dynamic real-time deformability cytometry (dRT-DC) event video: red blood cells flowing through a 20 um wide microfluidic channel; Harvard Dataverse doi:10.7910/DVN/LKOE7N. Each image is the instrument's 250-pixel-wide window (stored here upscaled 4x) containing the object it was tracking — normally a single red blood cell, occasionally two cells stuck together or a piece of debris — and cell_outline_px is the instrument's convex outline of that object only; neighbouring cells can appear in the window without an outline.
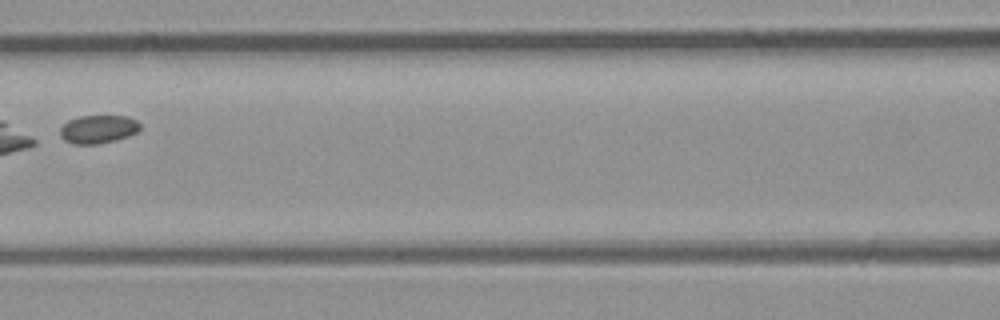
{"species": "common noctule bat (a hibernating species)", "species_latin": "Nyctalus noctula", "temperature_condition": "room temperature", "stored_images_in_passage": 7, "camera_frame_rate_fps": 3000, "um_per_image_px": 0.085, "animal": {"sex": "male", "body_mass_g": 23.1, "forearm_length_mm": 52.7}, "frame": {"image": 1, "passage_image": 5, "time_ms": 4.667, "image_size_px": [1000, 320], "cell_outline_px": [[140, 128], [136, 132], [128, 136], [116, 140], [96, 144], [72, 144], [64, 140], [60, 136], [60, 128], [68, 120], [80, 116], [128, 116], [136, 120], [140, 124]], "centroid_in_image_um": [8.33, 10.98], "position_along_channel_um": 158.3, "area_um2": 13.18}}
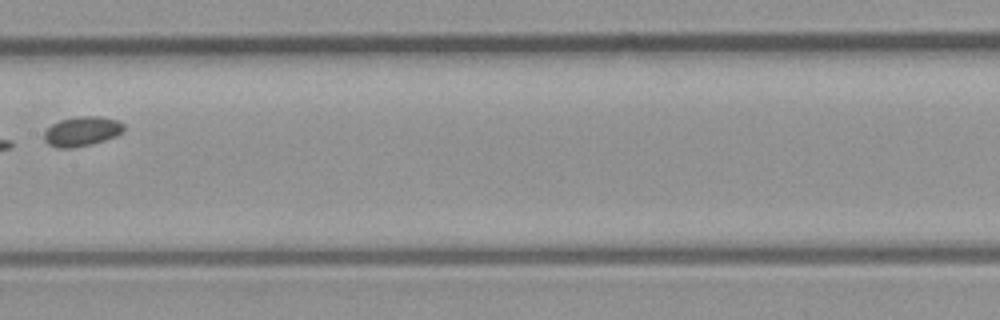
{"frame": {"image": 2, "passage_image": 6, "time_ms": 5.667, "image_size_px": [1000, 320], "cell_outline_px": [[124, 132], [116, 136], [92, 144], [72, 148], [60, 148], [48, 144], [44, 140], [44, 132], [52, 124], [60, 120], [76, 116], [100, 116], [120, 120], [124, 124]], "centroid_in_image_um": [7.0, 11.15], "position_along_channel_um": 200.4, "area_um2": 13.93}}
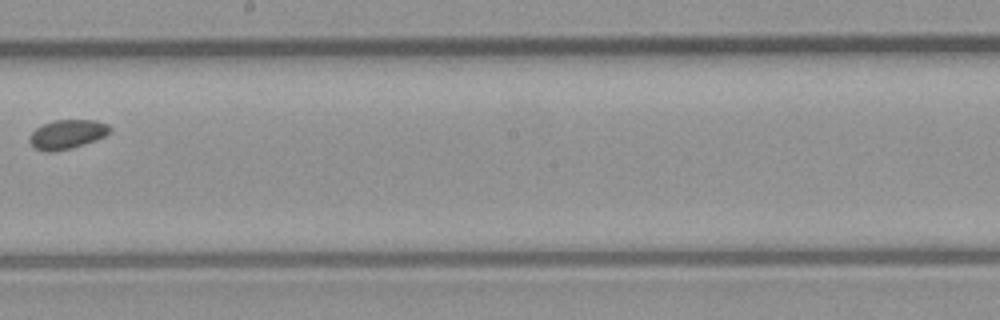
{"frame": {"image": 3, "passage_image": 7, "time_ms": 6.667, "image_size_px": [1000, 320], "cell_outline_px": [[112, 128], [104, 136], [72, 148], [52, 152], [48, 152], [36, 148], [28, 140], [28, 136], [36, 128], [44, 124], [56, 120], [96, 120], [108, 124]], "centroid_in_image_um": [5.69, 11.41], "position_along_channel_um": 242.5, "area_um2": 13.47}}